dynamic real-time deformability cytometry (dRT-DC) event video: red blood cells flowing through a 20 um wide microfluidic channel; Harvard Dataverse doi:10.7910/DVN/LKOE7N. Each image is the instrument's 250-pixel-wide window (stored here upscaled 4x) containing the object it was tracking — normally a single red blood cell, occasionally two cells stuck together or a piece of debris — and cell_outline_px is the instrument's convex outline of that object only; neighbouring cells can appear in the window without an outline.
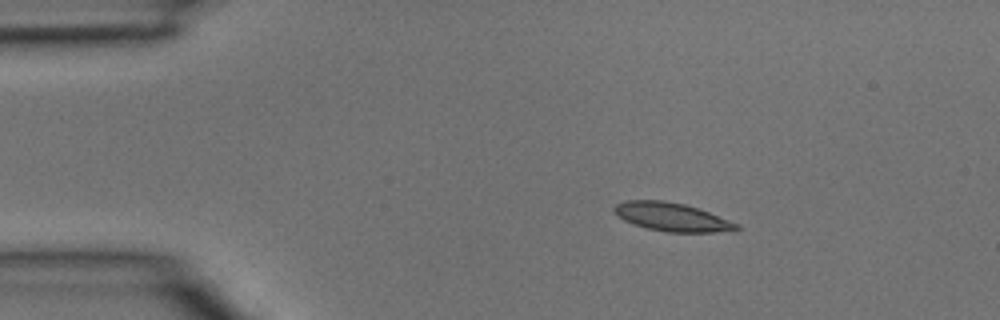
{"species": "common noctule bat (a hibernating species)", "species_latin": "Nyctalus noctula", "temperature_condition": "room temperature", "stored_images_in_passage": 3, "camera_frame_rate_fps": 3000, "um_per_image_px": 0.085, "animal": {"sex": "male", "body_mass_g": 15.6}, "frame": {"image": 1, "passage_image": 1, "time_ms": 0.0, "image_size_px": [1000, 320], "cell_outline_px": [[740, 228], [736, 232], [668, 232], [648, 228], [624, 220], [616, 216], [612, 208], [616, 204], [628, 200], [664, 200], [684, 204], [708, 212], [740, 224]], "centroid_in_image_um": [57.14, 18.45], "position_along_channel_um": 27.9, "area_um2": 20.29}}
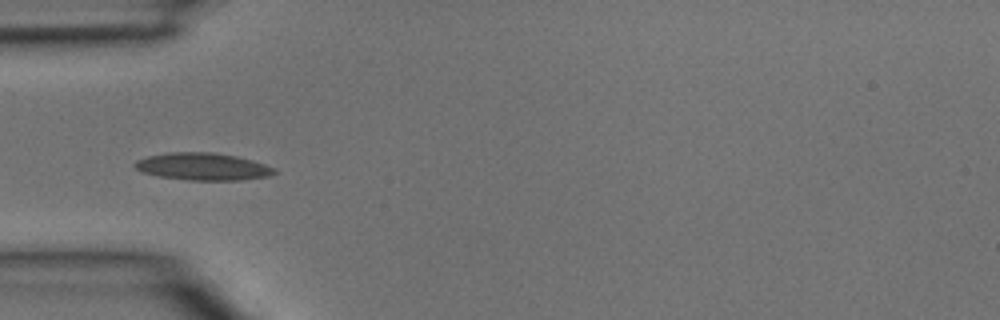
{"frame": {"image": 2, "passage_image": 3, "time_ms": 0.667, "image_size_px": [1000, 320], "cell_outline_px": [[276, 172], [268, 176], [240, 180], [188, 180], [156, 176], [144, 172], [136, 168], [132, 164], [136, 160], [148, 156], [168, 152], [212, 152], [236, 156], [252, 160], [276, 168]], "centroid_in_image_um": [17.22, 14.15], "position_along_channel_um": 67.8, "area_um2": 22.2}}